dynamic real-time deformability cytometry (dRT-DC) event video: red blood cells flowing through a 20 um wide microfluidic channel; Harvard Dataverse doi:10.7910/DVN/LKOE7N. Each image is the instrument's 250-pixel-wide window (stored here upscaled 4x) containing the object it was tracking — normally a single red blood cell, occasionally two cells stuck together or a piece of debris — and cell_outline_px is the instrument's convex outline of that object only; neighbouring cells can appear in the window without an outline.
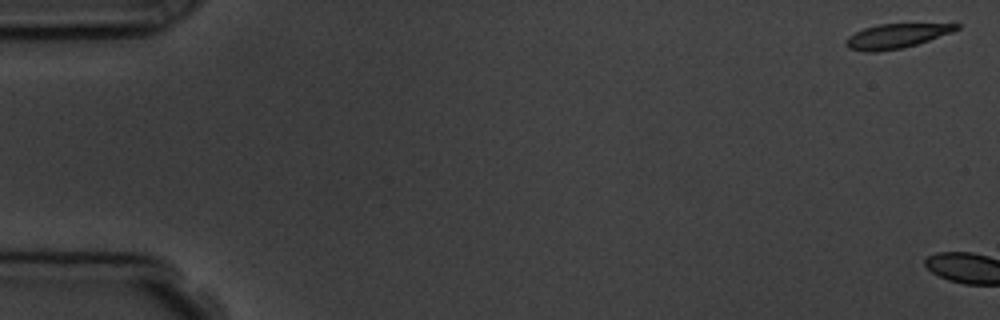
{"species": "common noctule bat (a hibernating species)", "species_latin": "Nyctalus noctula", "temperature_condition": "room temperature", "stored_images_in_passage": 2, "camera_frame_rate_fps": 3000, "um_per_image_px": 0.085, "animal": {"sex": "male", "body_mass_g": 19.5, "forearm_length_mm": 54.6}, "frame": {"image": 1, "passage_image": 1, "time_ms": 0.0, "image_size_px": [1000, 320], "cell_outline_px": [[960, 28], [952, 32], [916, 44], [900, 48], [876, 52], [864, 52], [848, 48], [844, 44], [844, 40], [848, 36], [864, 28], [880, 24], [960, 24]], "centroid_in_image_um": [76.12, 3.07], "position_along_channel_um": 8.9, "area_um2": 15.55}}